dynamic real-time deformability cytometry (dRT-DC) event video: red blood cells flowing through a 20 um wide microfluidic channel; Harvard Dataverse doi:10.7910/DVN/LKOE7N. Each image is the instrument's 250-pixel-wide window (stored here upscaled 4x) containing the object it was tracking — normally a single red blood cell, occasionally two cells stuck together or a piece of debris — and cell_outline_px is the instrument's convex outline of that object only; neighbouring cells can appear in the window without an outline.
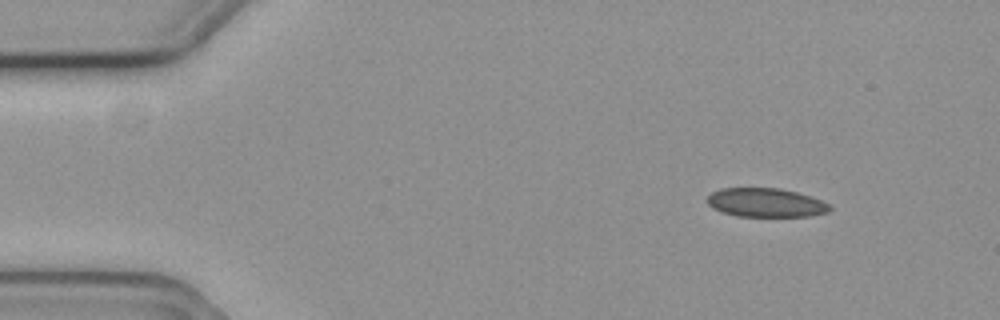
{"species": "common noctule bat (a hibernating species)", "species_latin": "Nyctalus noctula", "temperature_condition": "cold", "stored_images_in_passage": 3, "camera_frame_rate_fps": 3000, "um_per_image_px": 0.085, "animal": {"sex": "female", "body_mass_g": 19.3, "forearm_length_mm": 54.1}, "frame": {"image": 1, "passage_image": 1, "time_ms": 0.0, "image_size_px": [1000, 320], "cell_outline_px": [[832, 208], [828, 212], [808, 216], [736, 216], [712, 208], [704, 200], [712, 192], [720, 188], [780, 188], [796, 192], [820, 200], [828, 204]], "centroid_in_image_um": [65.04, 17.22], "position_along_channel_um": 20.0, "area_um2": 20.52}}
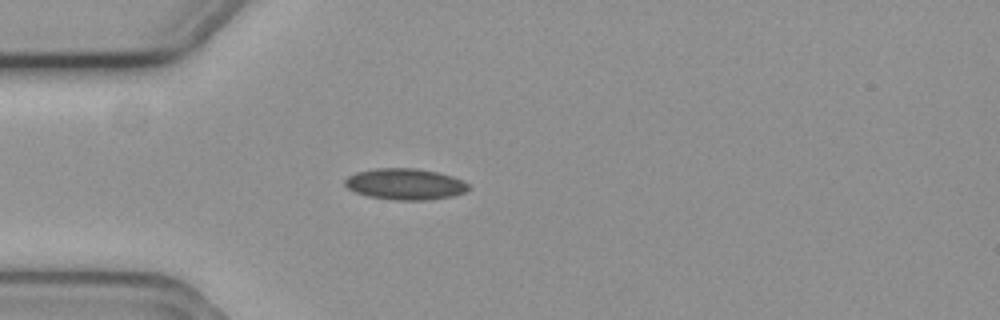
{"frame": {"image": 2, "passage_image": 3, "time_ms": 0.667, "image_size_px": [1000, 320], "cell_outline_px": [[472, 188], [464, 192], [452, 196], [428, 200], [392, 200], [368, 196], [356, 192], [348, 188], [344, 184], [344, 180], [348, 176], [356, 172], [376, 168], [416, 168], [436, 172], [452, 176], [464, 180]], "centroid_in_image_um": [34.45, 15.65], "position_along_channel_um": 50.6, "area_um2": 22.6}}